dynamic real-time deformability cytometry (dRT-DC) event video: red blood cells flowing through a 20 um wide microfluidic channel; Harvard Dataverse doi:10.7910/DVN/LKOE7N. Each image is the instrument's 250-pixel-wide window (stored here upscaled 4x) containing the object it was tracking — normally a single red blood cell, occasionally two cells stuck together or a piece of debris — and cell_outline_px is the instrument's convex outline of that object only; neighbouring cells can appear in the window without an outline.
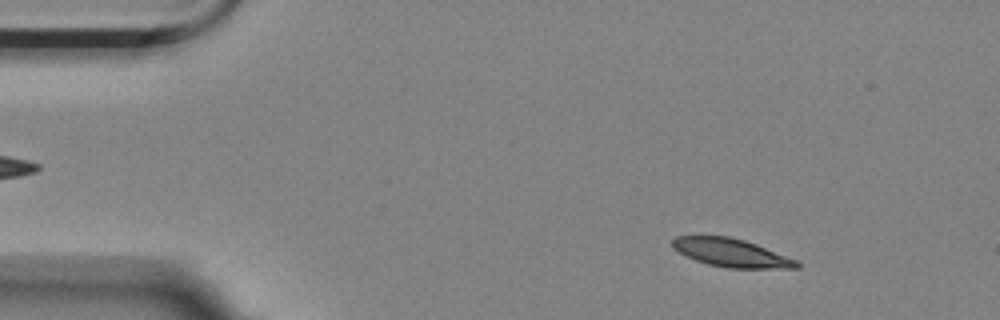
{"species": "Egyptian fruit bat (a non-hibernating species)", "species_latin": "Rousettus aegyptiacus", "temperature_condition": "room temperature", "stored_images_in_passage": 56, "camera_frame_rate_fps": 3000, "um_per_image_px": 0.085, "animal": {"sex": "female"}, "frame": {"image": 1, "passage_image": 7, "time_ms": 2.0, "image_size_px": [1000, 320], "cell_outline_px": [[800, 268], [728, 268], [708, 264], [696, 260], [672, 248], [672, 240], [676, 236], [728, 236], [744, 240], [756, 244], [796, 260], [800, 264]], "centroid_in_image_um": [62.15, 21.48], "position_along_channel_um": 22.8, "area_um2": 20.17}}
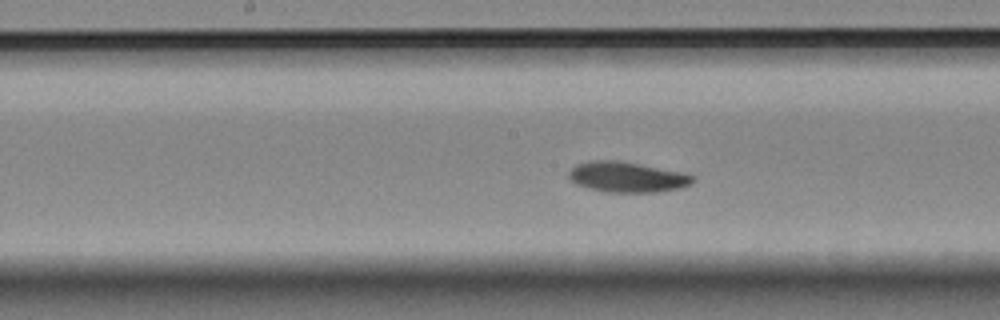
{"frame": {"image": 2, "passage_image": 28, "time_ms": 9.0, "image_size_px": [1000, 320], "cell_outline_px": [[696, 180], [692, 184], [680, 188], [660, 192], [608, 192], [588, 188], [576, 184], [568, 176], [568, 172], [576, 164], [588, 160], [620, 160], [680, 172], [696, 176]], "centroid_in_image_um": [53.31, 15.04], "position_along_channel_um": 194.9, "area_um2": 22.14}}
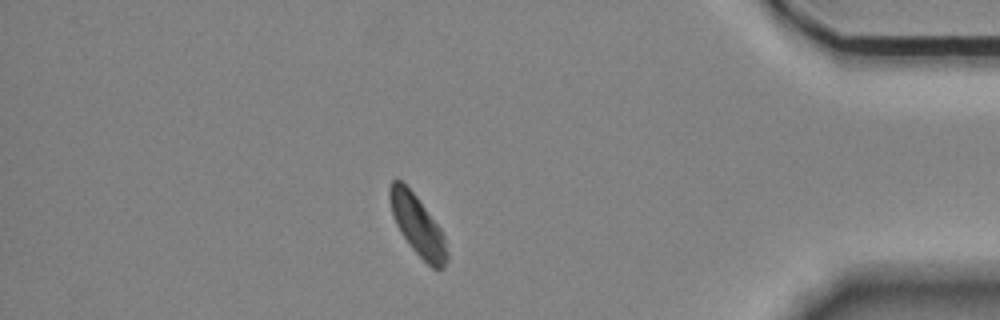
{"frame": {"image": 3, "passage_image": 49, "time_ms": 16.0, "image_size_px": [1000, 320], "cell_outline_px": [[448, 260], [444, 268], [432, 268], [412, 248], [400, 232], [396, 224], [388, 200], [388, 188], [392, 180], [400, 180], [416, 196], [440, 228], [444, 236], [448, 252]], "centroid_in_image_um": [35.49, 19.16], "position_along_channel_um": 399.7, "area_um2": 19.83}, "authors_computed_cell_mechanics": {"area_um2": 21.2993, "velocity_mm_per_s": 3.4577, "shape_relaxation_time_tau1_ms": 3.0916, "shape_relaxation_time_tau2_ms": null, "deformation_change_tau1": 0.0999, "deformation_change_tau2": null}}